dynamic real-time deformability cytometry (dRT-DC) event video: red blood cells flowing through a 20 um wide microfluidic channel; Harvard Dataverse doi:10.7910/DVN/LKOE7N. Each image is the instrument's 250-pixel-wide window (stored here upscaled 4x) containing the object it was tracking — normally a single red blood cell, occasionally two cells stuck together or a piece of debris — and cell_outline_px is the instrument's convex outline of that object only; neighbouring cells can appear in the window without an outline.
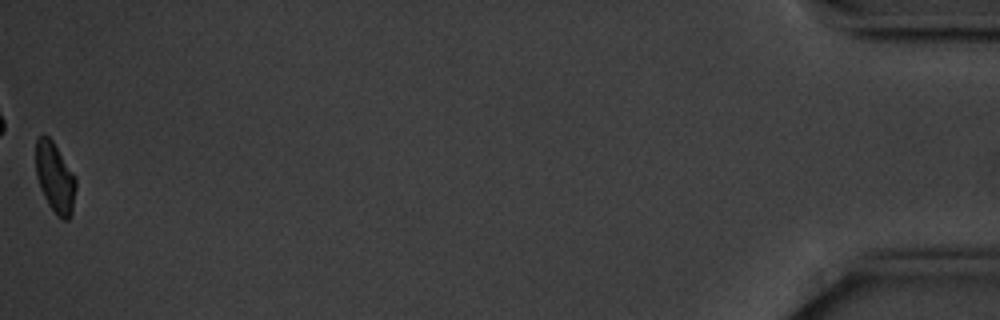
{"species": "common noctule bat (a hibernating species)", "species_latin": "Nyctalus noctula", "temperature_condition": "cold", "stored_images_in_passage": 52, "camera_frame_rate_fps": 3000, "um_per_image_px": 0.085, "animal": {"sex": "male", "body_mass_g": 20.1, "forearm_length_mm": 53.5}, "frame": {"image": 1, "passage_image": 52, "time_ms": 17.0, "image_size_px": [1000, 320], "cell_outline_px": [[76, 188], [72, 212], [68, 220], [60, 220], [56, 216], [48, 204], [40, 188], [36, 176], [36, 140], [40, 136], [48, 136], [52, 140], [76, 176]], "centroid_in_image_um": [4.69, 15.14], "position_along_channel_um": 430.5, "area_um2": 16.53}, "authors_computed_cell_mechanics": {"area_um2": 17.629, "velocity_mm_per_s": 3.523, "shape_relaxation_time_tau1_ms": 1.6527, "shape_relaxation_time_tau2_ms": null, "deformation_change_tau1": 0.0889, "deformation_change_tau2": null}}